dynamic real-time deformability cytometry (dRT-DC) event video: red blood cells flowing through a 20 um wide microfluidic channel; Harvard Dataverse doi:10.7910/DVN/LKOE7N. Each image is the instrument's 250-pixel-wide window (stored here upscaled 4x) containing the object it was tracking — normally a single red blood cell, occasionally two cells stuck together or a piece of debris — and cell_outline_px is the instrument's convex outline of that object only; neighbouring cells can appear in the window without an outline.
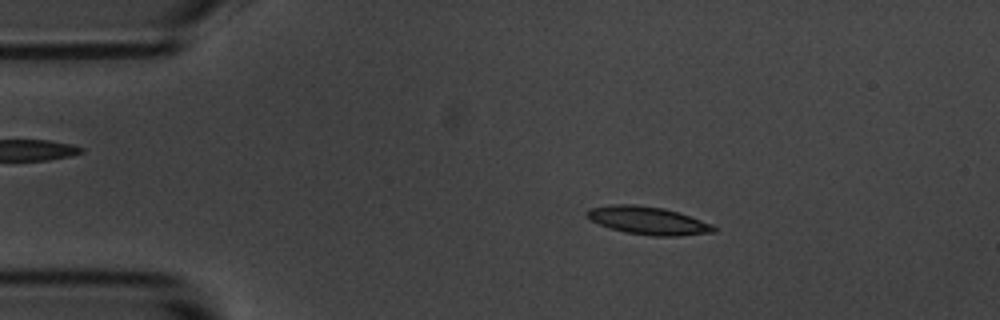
{"species": "common noctule bat (a hibernating species)", "species_latin": "Nyctalus noctula", "temperature_condition": "room temperature", "stored_images_in_passage": 51, "camera_frame_rate_fps": 3000, "um_per_image_px": 0.085, "animal": {"sex": "male", "body_mass_g": 20.1, "forearm_length_mm": 53.5}, "frame": {"image": 1, "passage_image": 4, "time_ms": 1.0, "image_size_px": [1000, 320], "cell_outline_px": [[716, 232], [680, 236], [652, 236], [624, 232], [600, 224], [592, 220], [588, 216], [588, 208], [612, 204], [636, 204], [664, 208], [712, 224], [716, 228]], "centroid_in_image_um": [55.1, 18.75], "position_along_channel_um": 29.9, "area_um2": 20.4}}
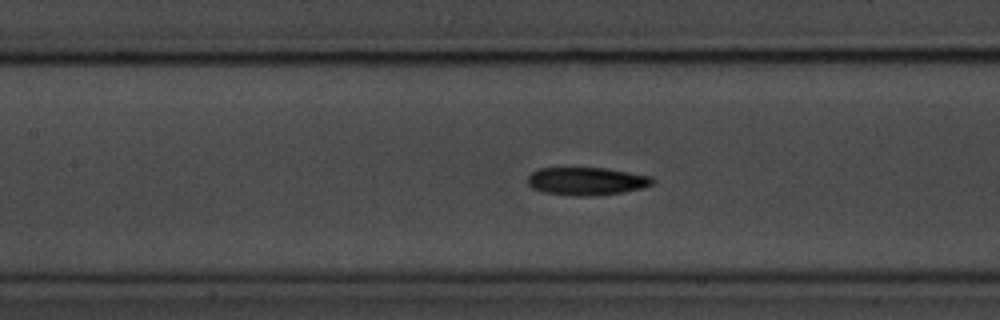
{"frame": {"image": 2, "passage_image": 19, "time_ms": 6.0, "image_size_px": [1000, 320], "cell_outline_px": [[656, 180], [652, 184], [644, 188], [620, 192], [592, 196], [576, 196], [544, 192], [532, 188], [528, 184], [528, 176], [532, 172], [540, 168], [604, 168], [652, 176]], "centroid_in_image_um": [49.87, 15.4], "position_along_channel_um": 157.5, "area_um2": 20.23}}
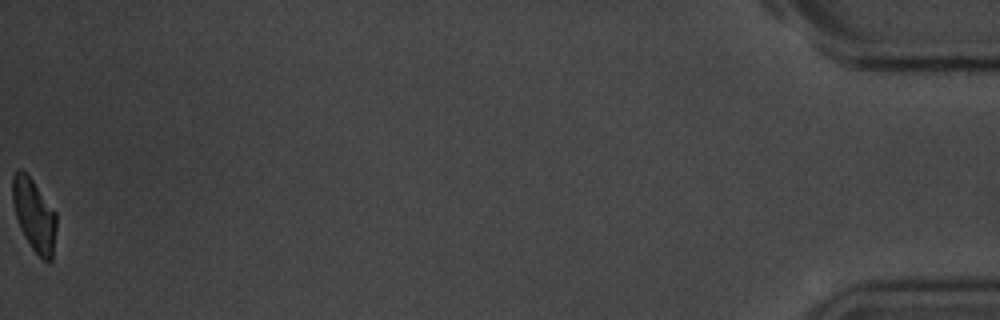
{"frame": {"image": 3, "passage_image": 51, "time_ms": 16.667, "image_size_px": [1000, 320], "cell_outline_px": [[56, 228], [52, 260], [48, 264], [32, 248], [24, 236], [20, 228], [16, 216], [12, 200], [12, 176], [16, 168], [20, 168], [32, 180], [56, 212]], "centroid_in_image_um": [2.9, 18.28], "position_along_channel_um": 432.3, "area_um2": 18.44}, "authors_computed_cell_mechanics": {"area_um2": 20.1722, "velocity_mm_per_s": 3.5205, "shape_relaxation_time_tau1_ms": 4.1125, "shape_relaxation_time_tau2_ms": 4.9363, "deformation_change_tau1": 0.1582, "deformation_change_tau2": 0.1253}}